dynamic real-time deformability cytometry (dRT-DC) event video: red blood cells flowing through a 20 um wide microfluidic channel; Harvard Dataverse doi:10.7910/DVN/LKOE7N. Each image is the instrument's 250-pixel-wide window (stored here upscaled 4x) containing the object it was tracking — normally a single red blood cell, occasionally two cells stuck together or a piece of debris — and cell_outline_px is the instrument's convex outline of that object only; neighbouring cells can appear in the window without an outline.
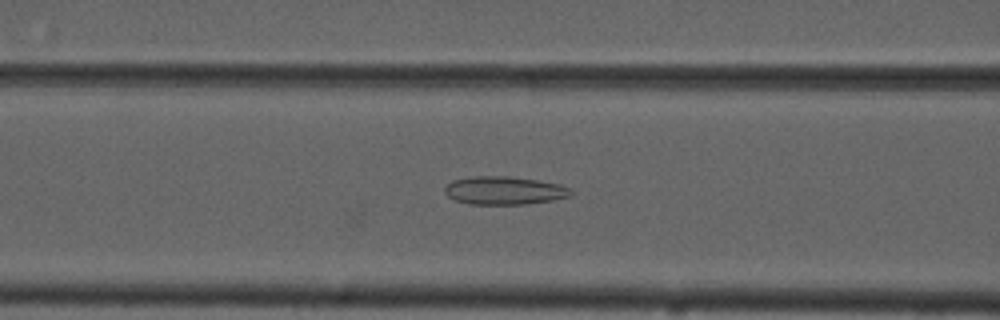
{"species": "common noctule bat (a hibernating species)", "species_latin": "Nyctalus noctula", "temperature_condition": "cold", "stored_images_in_passage": 53, "camera_frame_rate_fps": 3000, "um_per_image_px": 0.085, "animal": {"sex": "male", "forearm_length_mm": 52.5}, "frame": {"image": 1, "passage_image": 21, "time_ms": 6.667, "image_size_px": [1000, 320], "cell_outline_px": [[572, 192], [568, 196], [552, 200], [524, 204], [468, 204], [456, 200], [448, 196], [444, 192], [444, 188], [452, 180], [472, 176], [508, 176], [536, 180], [560, 184], [568, 188]], "centroid_in_image_um": [42.81, 16.19], "position_along_channel_um": 123.8, "area_um2": 20.52}}
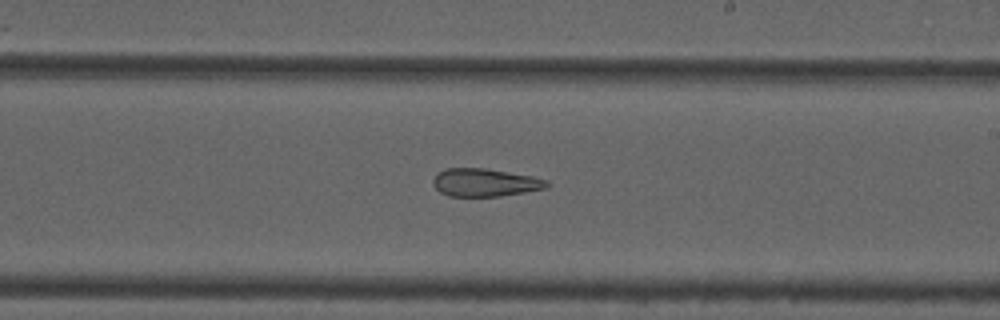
{"frame": {"image": 2, "passage_image": 31, "time_ms": 10.0, "image_size_px": [1000, 320], "cell_outline_px": [[552, 184], [544, 188], [524, 192], [500, 196], [448, 196], [440, 192], [432, 184], [432, 180], [436, 172], [444, 168], [484, 168], [532, 176], [548, 180]], "centroid_in_image_um": [41.18, 15.5], "position_along_channel_um": 247.8, "area_um2": 18.61}}
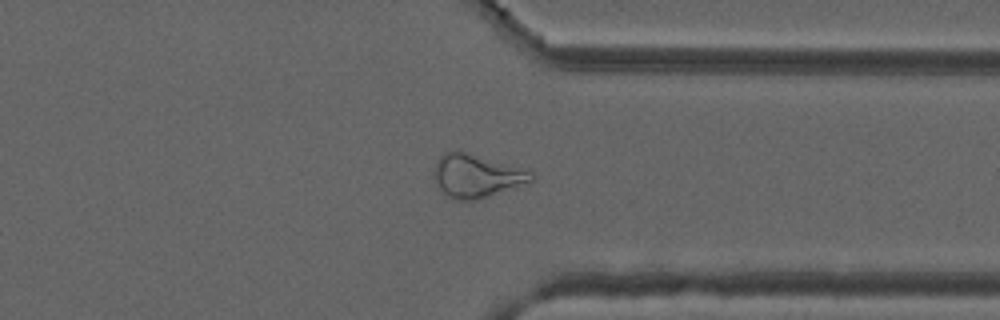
{"frame": {"image": 3, "passage_image": 41, "time_ms": 13.333, "image_size_px": [1000, 320], "cell_outline_px": [[536, 176], [532, 180], [480, 200], [456, 200], [448, 196], [432, 180], [432, 168], [436, 160], [444, 152], [464, 152], [532, 172]], "centroid_in_image_um": [40.4, 14.98], "position_along_channel_um": 371.0, "area_um2": 24.04}, "authors_computed_cell_mechanics": {"area_um2": 25.5476, "velocity_mm_per_s": 3.7336, "shape_relaxation_time_tau1_ms": null, "shape_relaxation_time_tau2_ms": 2.1519, "deformation_change_tau1": null, "deformation_change_tau2": 0.1091}}